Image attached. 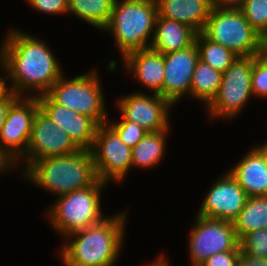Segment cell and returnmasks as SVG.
Masks as SVG:
<instances>
[{"label":"cell","mask_w":267,"mask_h":266,"mask_svg":"<svg viewBox=\"0 0 267 266\" xmlns=\"http://www.w3.org/2000/svg\"><path fill=\"white\" fill-rule=\"evenodd\" d=\"M195 44L198 47L199 59L222 73L239 57L221 44L206 38L202 33L197 34Z\"/></svg>","instance_id":"obj_25"},{"label":"cell","mask_w":267,"mask_h":266,"mask_svg":"<svg viewBox=\"0 0 267 266\" xmlns=\"http://www.w3.org/2000/svg\"><path fill=\"white\" fill-rule=\"evenodd\" d=\"M126 215L124 211L105 217L65 237L59 251L65 266H113L122 250Z\"/></svg>","instance_id":"obj_2"},{"label":"cell","mask_w":267,"mask_h":266,"mask_svg":"<svg viewBox=\"0 0 267 266\" xmlns=\"http://www.w3.org/2000/svg\"><path fill=\"white\" fill-rule=\"evenodd\" d=\"M40 109L83 150H91L98 124L90 117L56 103L48 94L37 96Z\"/></svg>","instance_id":"obj_16"},{"label":"cell","mask_w":267,"mask_h":266,"mask_svg":"<svg viewBox=\"0 0 267 266\" xmlns=\"http://www.w3.org/2000/svg\"><path fill=\"white\" fill-rule=\"evenodd\" d=\"M97 179L123 181L132 167V148L107 124L99 125L91 148Z\"/></svg>","instance_id":"obj_10"},{"label":"cell","mask_w":267,"mask_h":266,"mask_svg":"<svg viewBox=\"0 0 267 266\" xmlns=\"http://www.w3.org/2000/svg\"><path fill=\"white\" fill-rule=\"evenodd\" d=\"M28 4L38 11L47 14L68 13V0H26Z\"/></svg>","instance_id":"obj_30"},{"label":"cell","mask_w":267,"mask_h":266,"mask_svg":"<svg viewBox=\"0 0 267 266\" xmlns=\"http://www.w3.org/2000/svg\"><path fill=\"white\" fill-rule=\"evenodd\" d=\"M19 98L15 93L10 91L2 100H0V135L2 127L10 106Z\"/></svg>","instance_id":"obj_32"},{"label":"cell","mask_w":267,"mask_h":266,"mask_svg":"<svg viewBox=\"0 0 267 266\" xmlns=\"http://www.w3.org/2000/svg\"><path fill=\"white\" fill-rule=\"evenodd\" d=\"M241 251H227L212 255L200 266H235Z\"/></svg>","instance_id":"obj_31"},{"label":"cell","mask_w":267,"mask_h":266,"mask_svg":"<svg viewBox=\"0 0 267 266\" xmlns=\"http://www.w3.org/2000/svg\"><path fill=\"white\" fill-rule=\"evenodd\" d=\"M255 55L238 57L236 61L222 74L219 92L212 103L207 107L213 118L230 119L246 106L253 96L251 89V75Z\"/></svg>","instance_id":"obj_8"},{"label":"cell","mask_w":267,"mask_h":266,"mask_svg":"<svg viewBox=\"0 0 267 266\" xmlns=\"http://www.w3.org/2000/svg\"><path fill=\"white\" fill-rule=\"evenodd\" d=\"M235 266H247V265L241 258H239Z\"/></svg>","instance_id":"obj_37"},{"label":"cell","mask_w":267,"mask_h":266,"mask_svg":"<svg viewBox=\"0 0 267 266\" xmlns=\"http://www.w3.org/2000/svg\"><path fill=\"white\" fill-rule=\"evenodd\" d=\"M115 0H68V13L103 30L111 18Z\"/></svg>","instance_id":"obj_24"},{"label":"cell","mask_w":267,"mask_h":266,"mask_svg":"<svg viewBox=\"0 0 267 266\" xmlns=\"http://www.w3.org/2000/svg\"><path fill=\"white\" fill-rule=\"evenodd\" d=\"M197 32L189 26L161 17L155 21V33L150 46L156 52L166 54L195 44Z\"/></svg>","instance_id":"obj_20"},{"label":"cell","mask_w":267,"mask_h":266,"mask_svg":"<svg viewBox=\"0 0 267 266\" xmlns=\"http://www.w3.org/2000/svg\"><path fill=\"white\" fill-rule=\"evenodd\" d=\"M240 258L247 266H267V259H256L245 253H241Z\"/></svg>","instance_id":"obj_35"},{"label":"cell","mask_w":267,"mask_h":266,"mask_svg":"<svg viewBox=\"0 0 267 266\" xmlns=\"http://www.w3.org/2000/svg\"><path fill=\"white\" fill-rule=\"evenodd\" d=\"M214 9H240L245 0H209Z\"/></svg>","instance_id":"obj_33"},{"label":"cell","mask_w":267,"mask_h":266,"mask_svg":"<svg viewBox=\"0 0 267 266\" xmlns=\"http://www.w3.org/2000/svg\"><path fill=\"white\" fill-rule=\"evenodd\" d=\"M107 183L96 180L91 186L57 197L47 217L57 233L64 237L101 222L100 195Z\"/></svg>","instance_id":"obj_5"},{"label":"cell","mask_w":267,"mask_h":266,"mask_svg":"<svg viewBox=\"0 0 267 266\" xmlns=\"http://www.w3.org/2000/svg\"><path fill=\"white\" fill-rule=\"evenodd\" d=\"M239 245L241 253L256 259H267V227L247 233Z\"/></svg>","instance_id":"obj_27"},{"label":"cell","mask_w":267,"mask_h":266,"mask_svg":"<svg viewBox=\"0 0 267 266\" xmlns=\"http://www.w3.org/2000/svg\"><path fill=\"white\" fill-rule=\"evenodd\" d=\"M5 38L0 65L11 80L10 91L19 97H34V91L35 97L47 94L63 72L46 42L14 29Z\"/></svg>","instance_id":"obj_1"},{"label":"cell","mask_w":267,"mask_h":266,"mask_svg":"<svg viewBox=\"0 0 267 266\" xmlns=\"http://www.w3.org/2000/svg\"><path fill=\"white\" fill-rule=\"evenodd\" d=\"M40 108L37 97H19L9 108L0 135L1 149L16 163L24 160L33 120Z\"/></svg>","instance_id":"obj_11"},{"label":"cell","mask_w":267,"mask_h":266,"mask_svg":"<svg viewBox=\"0 0 267 266\" xmlns=\"http://www.w3.org/2000/svg\"><path fill=\"white\" fill-rule=\"evenodd\" d=\"M157 15L156 0H115L111 18L103 30L111 31L123 58L131 52L150 48Z\"/></svg>","instance_id":"obj_4"},{"label":"cell","mask_w":267,"mask_h":266,"mask_svg":"<svg viewBox=\"0 0 267 266\" xmlns=\"http://www.w3.org/2000/svg\"><path fill=\"white\" fill-rule=\"evenodd\" d=\"M16 163L0 147V173L13 169Z\"/></svg>","instance_id":"obj_34"},{"label":"cell","mask_w":267,"mask_h":266,"mask_svg":"<svg viewBox=\"0 0 267 266\" xmlns=\"http://www.w3.org/2000/svg\"><path fill=\"white\" fill-rule=\"evenodd\" d=\"M6 81H8L7 76H0V100H2L10 92L9 86H7L8 82Z\"/></svg>","instance_id":"obj_36"},{"label":"cell","mask_w":267,"mask_h":266,"mask_svg":"<svg viewBox=\"0 0 267 266\" xmlns=\"http://www.w3.org/2000/svg\"><path fill=\"white\" fill-rule=\"evenodd\" d=\"M96 70L66 79L62 75L47 93L56 103L92 118L98 125L107 124L104 94Z\"/></svg>","instance_id":"obj_7"},{"label":"cell","mask_w":267,"mask_h":266,"mask_svg":"<svg viewBox=\"0 0 267 266\" xmlns=\"http://www.w3.org/2000/svg\"><path fill=\"white\" fill-rule=\"evenodd\" d=\"M239 241L247 234L267 227V196L248 197L238 218L233 222Z\"/></svg>","instance_id":"obj_23"},{"label":"cell","mask_w":267,"mask_h":266,"mask_svg":"<svg viewBox=\"0 0 267 266\" xmlns=\"http://www.w3.org/2000/svg\"><path fill=\"white\" fill-rule=\"evenodd\" d=\"M158 14L175 20L201 33L210 16L212 7L209 0H156Z\"/></svg>","instance_id":"obj_19"},{"label":"cell","mask_w":267,"mask_h":266,"mask_svg":"<svg viewBox=\"0 0 267 266\" xmlns=\"http://www.w3.org/2000/svg\"><path fill=\"white\" fill-rule=\"evenodd\" d=\"M229 170L248 197L267 196V142L250 149Z\"/></svg>","instance_id":"obj_17"},{"label":"cell","mask_w":267,"mask_h":266,"mask_svg":"<svg viewBox=\"0 0 267 266\" xmlns=\"http://www.w3.org/2000/svg\"><path fill=\"white\" fill-rule=\"evenodd\" d=\"M194 225L188 242L192 266H200L217 253L241 251L232 222L196 215Z\"/></svg>","instance_id":"obj_9"},{"label":"cell","mask_w":267,"mask_h":266,"mask_svg":"<svg viewBox=\"0 0 267 266\" xmlns=\"http://www.w3.org/2000/svg\"><path fill=\"white\" fill-rule=\"evenodd\" d=\"M164 55L163 98L173 106L190 95L193 73L199 60L196 44Z\"/></svg>","instance_id":"obj_15"},{"label":"cell","mask_w":267,"mask_h":266,"mask_svg":"<svg viewBox=\"0 0 267 266\" xmlns=\"http://www.w3.org/2000/svg\"><path fill=\"white\" fill-rule=\"evenodd\" d=\"M119 122H112L108 125L119 135L121 140L130 148H133L147 133L140 125L127 121L121 116Z\"/></svg>","instance_id":"obj_29"},{"label":"cell","mask_w":267,"mask_h":266,"mask_svg":"<svg viewBox=\"0 0 267 266\" xmlns=\"http://www.w3.org/2000/svg\"><path fill=\"white\" fill-rule=\"evenodd\" d=\"M251 89L253 96L267 98V48L255 55L251 75Z\"/></svg>","instance_id":"obj_28"},{"label":"cell","mask_w":267,"mask_h":266,"mask_svg":"<svg viewBox=\"0 0 267 266\" xmlns=\"http://www.w3.org/2000/svg\"><path fill=\"white\" fill-rule=\"evenodd\" d=\"M222 74L199 59L193 73L190 96L203 101L208 107L219 92Z\"/></svg>","instance_id":"obj_22"},{"label":"cell","mask_w":267,"mask_h":266,"mask_svg":"<svg viewBox=\"0 0 267 266\" xmlns=\"http://www.w3.org/2000/svg\"><path fill=\"white\" fill-rule=\"evenodd\" d=\"M24 173L30 182L58 197L91 186L97 176L90 150H79L73 154L46 157L30 162Z\"/></svg>","instance_id":"obj_3"},{"label":"cell","mask_w":267,"mask_h":266,"mask_svg":"<svg viewBox=\"0 0 267 266\" xmlns=\"http://www.w3.org/2000/svg\"><path fill=\"white\" fill-rule=\"evenodd\" d=\"M128 72L140 83L163 97L164 55L151 48L131 52L123 57Z\"/></svg>","instance_id":"obj_18"},{"label":"cell","mask_w":267,"mask_h":266,"mask_svg":"<svg viewBox=\"0 0 267 266\" xmlns=\"http://www.w3.org/2000/svg\"><path fill=\"white\" fill-rule=\"evenodd\" d=\"M117 107L121 116L148 132H159L169 127V111L172 104L159 94L149 96L133 93L119 98Z\"/></svg>","instance_id":"obj_13"},{"label":"cell","mask_w":267,"mask_h":266,"mask_svg":"<svg viewBox=\"0 0 267 266\" xmlns=\"http://www.w3.org/2000/svg\"><path fill=\"white\" fill-rule=\"evenodd\" d=\"M168 129L159 132H148L132 148V167L152 168L158 164L164 156L166 146V134Z\"/></svg>","instance_id":"obj_21"},{"label":"cell","mask_w":267,"mask_h":266,"mask_svg":"<svg viewBox=\"0 0 267 266\" xmlns=\"http://www.w3.org/2000/svg\"><path fill=\"white\" fill-rule=\"evenodd\" d=\"M240 10L250 25L267 42V0H245Z\"/></svg>","instance_id":"obj_26"},{"label":"cell","mask_w":267,"mask_h":266,"mask_svg":"<svg viewBox=\"0 0 267 266\" xmlns=\"http://www.w3.org/2000/svg\"><path fill=\"white\" fill-rule=\"evenodd\" d=\"M239 57L258 55L267 42L250 25L240 9H214L201 32Z\"/></svg>","instance_id":"obj_6"},{"label":"cell","mask_w":267,"mask_h":266,"mask_svg":"<svg viewBox=\"0 0 267 266\" xmlns=\"http://www.w3.org/2000/svg\"><path fill=\"white\" fill-rule=\"evenodd\" d=\"M81 150L70 136L56 125L40 108L35 114L30 140L26 150L30 162L46 157H59Z\"/></svg>","instance_id":"obj_12"},{"label":"cell","mask_w":267,"mask_h":266,"mask_svg":"<svg viewBox=\"0 0 267 266\" xmlns=\"http://www.w3.org/2000/svg\"><path fill=\"white\" fill-rule=\"evenodd\" d=\"M247 199L246 192L228 171L208 190L197 215L233 223Z\"/></svg>","instance_id":"obj_14"}]
</instances>
